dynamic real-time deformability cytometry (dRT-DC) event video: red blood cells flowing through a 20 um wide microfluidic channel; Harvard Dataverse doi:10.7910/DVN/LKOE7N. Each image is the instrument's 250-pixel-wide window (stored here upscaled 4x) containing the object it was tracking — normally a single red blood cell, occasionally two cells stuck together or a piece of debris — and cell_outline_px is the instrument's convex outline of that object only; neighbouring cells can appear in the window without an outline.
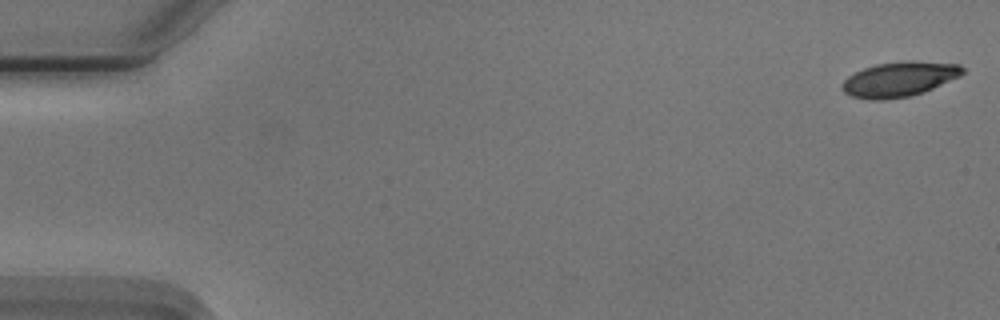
{"species": "Egyptian fruit bat (a non-hibernating species)", "species_latin": "Rousettus aegyptiacus", "temperature_condition": "cold", "stored_images_in_passage": 10, "camera_frame_rate_fps": 3000, "um_per_image_px": 0.085, "animal": {"sex": "male"}, "frame": {"image": 1, "passage_image": 1, "time_ms": 0.0, "image_size_px": [1000, 320], "cell_outline_px": [[964, 72], [960, 76], [924, 92], [908, 96], [884, 100], [868, 100], [852, 96], [844, 92], [840, 88], [840, 84], [848, 76], [864, 68], [876, 64], [912, 60], [960, 64], [964, 68]], "centroid_in_image_um": [76.43, 6.73], "position_along_channel_um": 8.6, "area_um2": 24.57}}